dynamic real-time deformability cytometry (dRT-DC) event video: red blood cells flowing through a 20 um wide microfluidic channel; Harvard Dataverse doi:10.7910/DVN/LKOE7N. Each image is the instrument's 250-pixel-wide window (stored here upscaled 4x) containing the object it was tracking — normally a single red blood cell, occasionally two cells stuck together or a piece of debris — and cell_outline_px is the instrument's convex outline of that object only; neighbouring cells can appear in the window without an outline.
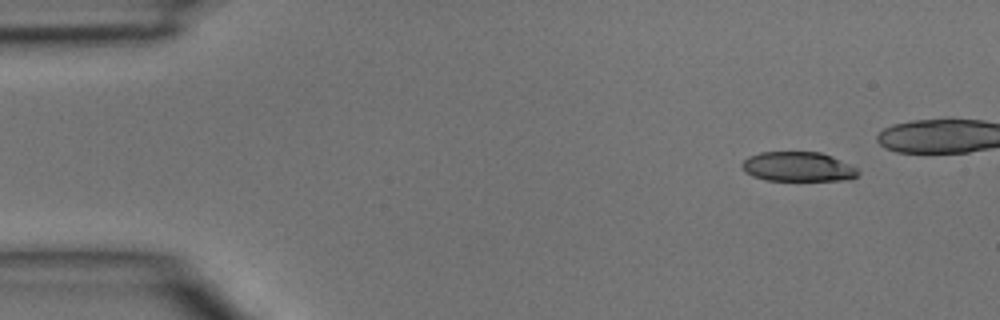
{"species": "common noctule bat (a hibernating species)", "species_latin": "Nyctalus noctula", "temperature_condition": "room temperature", "stored_images_in_passage": 3, "camera_frame_rate_fps": 3000, "um_per_image_px": 0.085, "animal": {"sex": "male", "body_mass_g": 15.6}, "frame": {"image": 1, "passage_image": 1, "time_ms": 0.0, "image_size_px": [1000, 320], "cell_outline_px": [[860, 172], [856, 176], [848, 180], [764, 180], [752, 176], [744, 172], [740, 164], [748, 156], [760, 152], [820, 152], [832, 156], [856, 168]], "centroid_in_image_um": [67.78, 14.17], "position_along_channel_um": 17.2, "area_um2": 20.06}}